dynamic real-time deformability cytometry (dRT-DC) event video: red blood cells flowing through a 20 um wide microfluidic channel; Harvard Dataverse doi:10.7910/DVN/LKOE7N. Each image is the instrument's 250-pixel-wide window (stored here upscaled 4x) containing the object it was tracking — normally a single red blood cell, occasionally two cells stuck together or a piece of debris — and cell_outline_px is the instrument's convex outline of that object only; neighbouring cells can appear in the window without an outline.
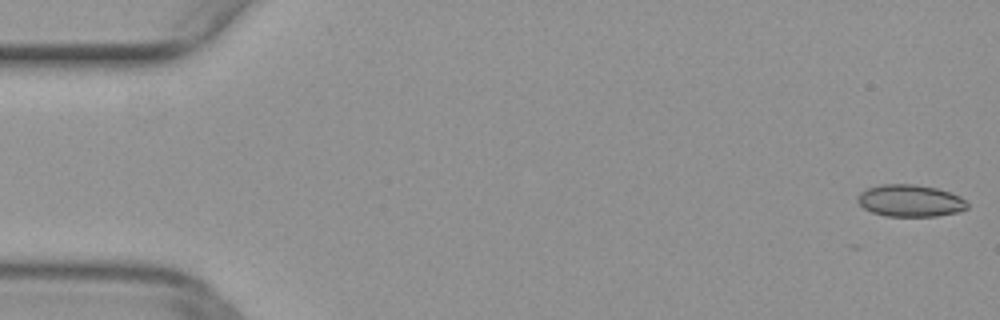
{"species": "common noctule bat (a hibernating species)", "species_latin": "Nyctalus noctula", "temperature_condition": "warm", "stored_images_in_passage": 16, "camera_frame_rate_fps": 3000, "um_per_image_px": 0.085, "animal": {"sex": "female", "body_mass_g": 29.2, "forearm_length_mm": 56.3}, "frame": {"image": 1, "passage_image": 1, "time_ms": 0.0, "image_size_px": [1000, 320], "cell_outline_px": [[968, 208], [956, 212], [936, 216], [884, 216], [872, 212], [864, 208], [856, 200], [860, 192], [868, 188], [880, 184], [916, 184], [936, 188], [960, 196], [968, 204]], "centroid_in_image_um": [77.34, 17.06], "position_along_channel_um": 7.7, "area_um2": 20.4}}
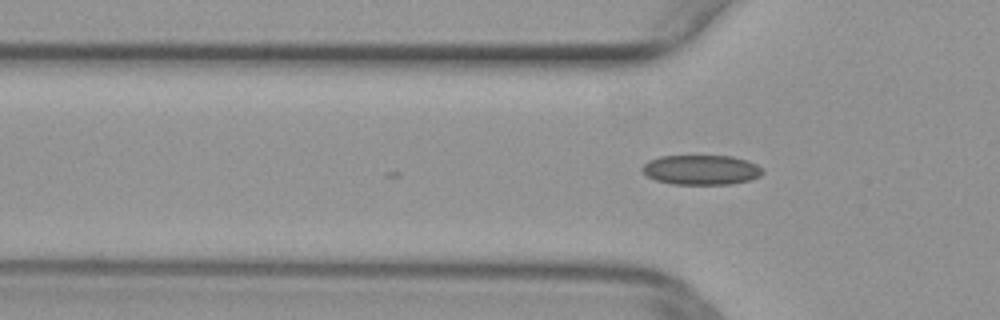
{"frame": {"image": 2, "passage_image": 16, "time_ms": 5.0, "image_size_px": [1000, 320], "cell_outline_px": [[764, 172], [760, 176], [748, 180], [728, 184], [672, 184], [656, 180], [648, 176], [640, 168], [648, 160], [660, 156], [732, 156], [756, 164], [764, 168]], "centroid_in_image_um": [59.59, 14.43], "position_along_channel_um": 66.2, "area_um2": 20.81}}